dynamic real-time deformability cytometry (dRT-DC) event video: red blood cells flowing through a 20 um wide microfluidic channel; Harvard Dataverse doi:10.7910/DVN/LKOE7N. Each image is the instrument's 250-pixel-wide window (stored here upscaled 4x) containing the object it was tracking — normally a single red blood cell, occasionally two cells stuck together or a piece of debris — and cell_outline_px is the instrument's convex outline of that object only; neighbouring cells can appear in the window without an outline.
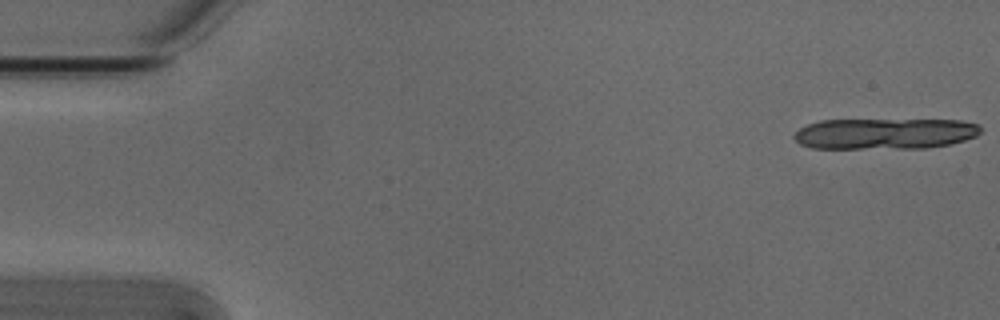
{"species": "Egyptian fruit bat (a non-hibernating species)", "species_latin": "Rousettus aegyptiacus", "temperature_condition": "cold", "stored_images_in_passage": 12, "camera_frame_rate_fps": 3000, "um_per_image_px": 0.085, "animal": {"sex": "male"}, "frame": {"image": 1, "passage_image": 1, "time_ms": 0.0, "image_size_px": [1000, 320], "cell_outline_px": [[980, 132], [976, 136], [964, 140], [948, 144], [924, 148], [812, 148], [800, 144], [792, 136], [800, 128], [808, 124], [820, 120], [960, 120], [980, 124]], "centroid_in_image_um": [75.2, 11.35], "position_along_channel_um": 9.8, "area_um2": 33.58}}